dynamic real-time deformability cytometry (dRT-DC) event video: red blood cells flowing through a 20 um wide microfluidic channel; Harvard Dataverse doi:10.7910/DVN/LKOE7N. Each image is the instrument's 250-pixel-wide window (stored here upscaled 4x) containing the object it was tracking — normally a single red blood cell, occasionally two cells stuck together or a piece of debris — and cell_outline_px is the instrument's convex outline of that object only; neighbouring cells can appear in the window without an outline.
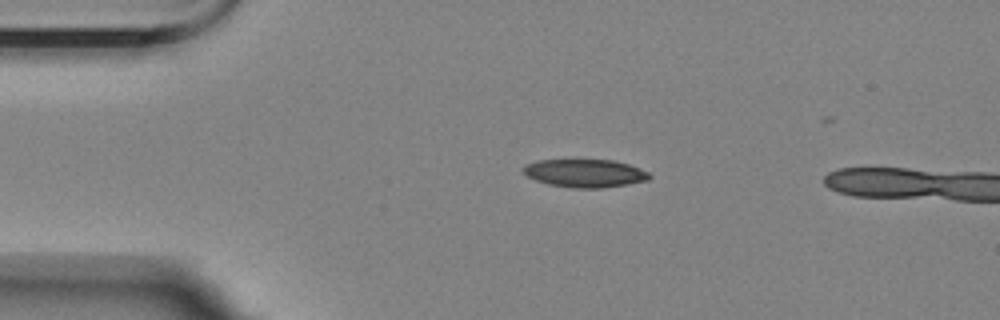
{"species": "Egyptian fruit bat (a non-hibernating species)", "species_latin": "Rousettus aegyptiacus", "temperature_condition": "room temperature", "stored_images_in_passage": 2, "camera_frame_rate_fps": 3000, "um_per_image_px": 0.085, "animal": {"sex": "female"}, "frame": {"image": 1, "passage_image": 1, "time_ms": 0.0, "image_size_px": [1000, 320], "cell_outline_px": [[652, 176], [648, 180], [628, 184], [604, 188], [572, 188], [548, 184], [536, 180], [528, 176], [520, 168], [524, 164], [536, 160], [612, 160], [628, 164], [640, 168], [648, 172]], "centroid_in_image_um": [49.7, 14.72], "position_along_channel_um": 35.3, "area_um2": 20.75}}